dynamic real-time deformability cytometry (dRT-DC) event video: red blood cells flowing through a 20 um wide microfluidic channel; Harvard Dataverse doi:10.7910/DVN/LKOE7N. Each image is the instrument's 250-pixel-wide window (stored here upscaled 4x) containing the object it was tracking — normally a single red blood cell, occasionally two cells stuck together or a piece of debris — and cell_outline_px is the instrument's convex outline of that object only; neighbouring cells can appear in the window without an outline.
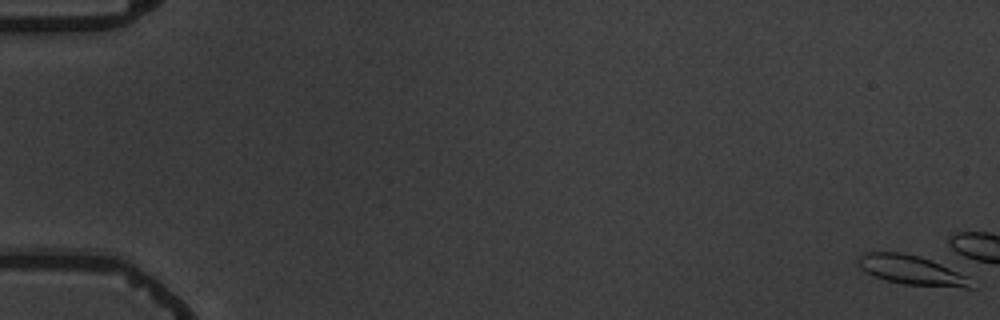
{"species": "common noctule bat (a hibernating species)", "species_latin": "Nyctalus noctula", "temperature_condition": "warm", "stored_images_in_passage": 1, "camera_frame_rate_fps": 3000, "um_per_image_px": 0.085, "animal": {"sex": "male", "body_mass_g": 19.5, "forearm_length_mm": 54.6}, "frame": {"image": 1, "passage_image": 1, "time_ms": 0.0, "image_size_px": [1000, 320], "cell_outline_px": [[976, 288], [964, 288], [904, 284], [888, 280], [876, 276], [860, 268], [856, 260], [856, 256], [864, 252], [904, 252], [920, 256], [940, 264], [968, 276]], "centroid_in_image_um": [77.49, 22.95], "position_along_channel_um": 7.5, "area_um2": 19.36}}